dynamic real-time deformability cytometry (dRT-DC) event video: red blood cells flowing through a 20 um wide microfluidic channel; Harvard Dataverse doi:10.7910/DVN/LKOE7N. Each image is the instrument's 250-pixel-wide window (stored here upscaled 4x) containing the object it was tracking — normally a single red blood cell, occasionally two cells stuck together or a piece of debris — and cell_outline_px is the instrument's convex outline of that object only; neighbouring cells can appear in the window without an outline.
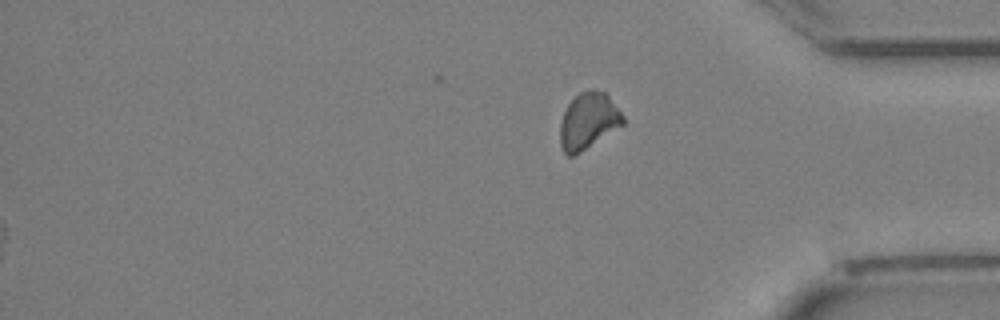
{"species": "Egyptian fruit bat (a non-hibernating species)", "species_latin": "Rousettus aegyptiacus", "temperature_condition": "cold", "stored_images_in_passage": 30, "segment_of_instrument_passage": [2, 2], "camera_frame_rate_fps": 3000, "um_per_image_px": 0.085, "animal": {"sex": "female"}, "frame": {"image": 1, "passage_image": 30, "time_ms": 9.667, "image_size_px": [1000, 320], "cell_outline_px": [[624, 124], [580, 152], [572, 156], [568, 156], [564, 152], [560, 144], [560, 124], [564, 112], [568, 104], [580, 92], [588, 88], [592, 88], [604, 92], [608, 96], [624, 116]], "centroid_in_image_um": [50.0, 10.26], "position_along_channel_um": 385.2, "area_um2": 20.46}}